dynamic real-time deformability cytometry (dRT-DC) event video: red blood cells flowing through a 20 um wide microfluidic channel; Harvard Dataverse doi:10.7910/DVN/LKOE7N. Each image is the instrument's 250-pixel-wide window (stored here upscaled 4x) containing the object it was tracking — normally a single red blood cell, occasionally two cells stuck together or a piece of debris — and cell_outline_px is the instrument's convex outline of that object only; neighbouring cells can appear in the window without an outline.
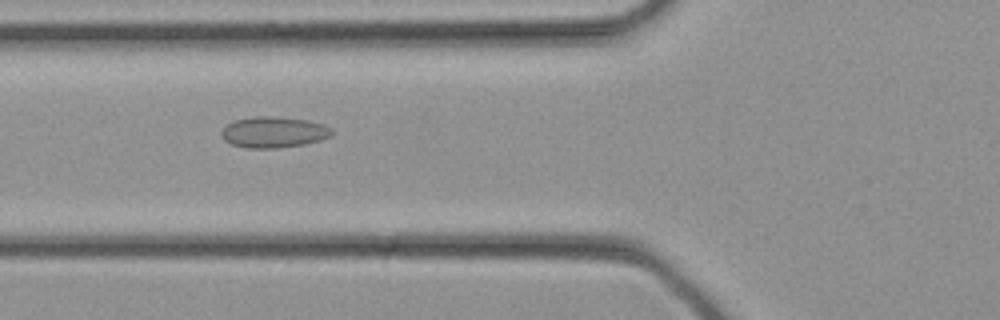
{"species": "common noctule bat (a hibernating species)", "species_latin": "Nyctalus noctula", "temperature_condition": "cold", "stored_images_in_passage": 23, "camera_frame_rate_fps": 3000, "um_per_image_px": 0.085, "animal": {"sex": "female", "body_mass_g": 21.9}, "frame": {"image": 1, "passage_image": 3, "time_ms": 0.667, "image_size_px": [1000, 320], "cell_outline_px": [[332, 136], [320, 140], [304, 144], [276, 148], [244, 148], [232, 144], [224, 140], [220, 132], [228, 124], [236, 120], [256, 116], [276, 116], [308, 120], [324, 124], [332, 128]], "centroid_in_image_um": [23.28, 11.23], "position_along_channel_um": 102.5, "area_um2": 20.0}}
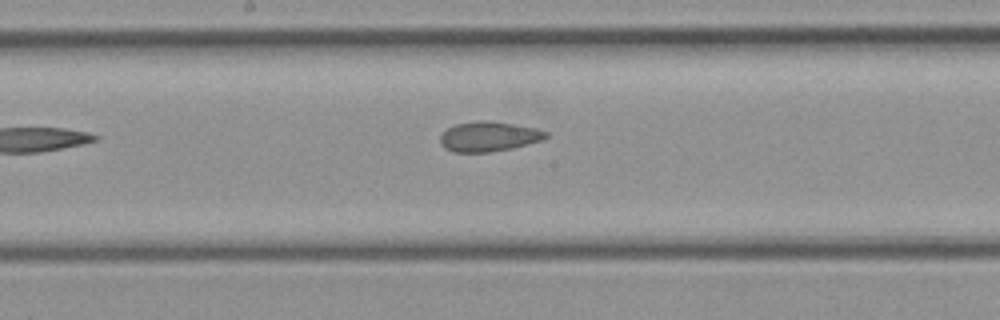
{"frame": {"image": 2, "passage_image": 8, "time_ms": 2.333, "image_size_px": [1000, 320], "cell_outline_px": [[548, 136], [540, 140], [512, 148], [492, 152], [452, 152], [444, 148], [440, 144], [440, 136], [448, 128], [456, 124], [480, 120], [484, 120], [512, 124], [536, 128], [548, 132]], "centroid_in_image_um": [41.51, 11.61], "position_along_channel_um": 206.7, "area_um2": 18.26}}
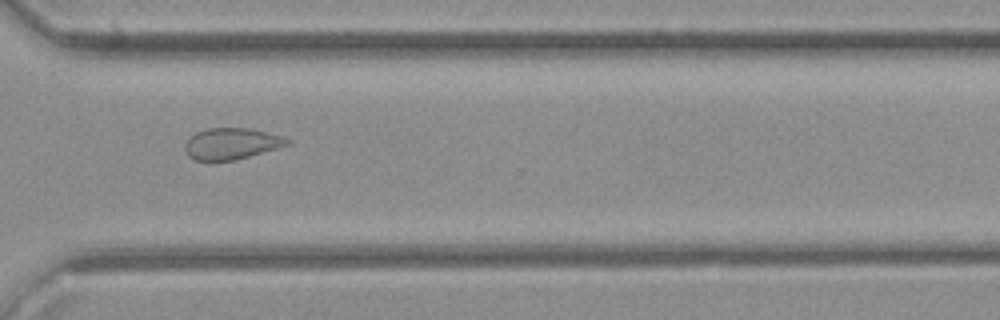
{"frame": {"image": 3, "passage_image": 15, "time_ms": 4.667, "image_size_px": [1000, 320], "cell_outline_px": [[292, 144], [236, 160], [192, 160], [188, 156], [184, 148], [184, 144], [196, 132], [208, 128], [248, 128], [284, 136], [292, 140]], "centroid_in_image_um": [19.71, 12.21], "position_along_channel_um": 350.9, "area_um2": 18.79}}